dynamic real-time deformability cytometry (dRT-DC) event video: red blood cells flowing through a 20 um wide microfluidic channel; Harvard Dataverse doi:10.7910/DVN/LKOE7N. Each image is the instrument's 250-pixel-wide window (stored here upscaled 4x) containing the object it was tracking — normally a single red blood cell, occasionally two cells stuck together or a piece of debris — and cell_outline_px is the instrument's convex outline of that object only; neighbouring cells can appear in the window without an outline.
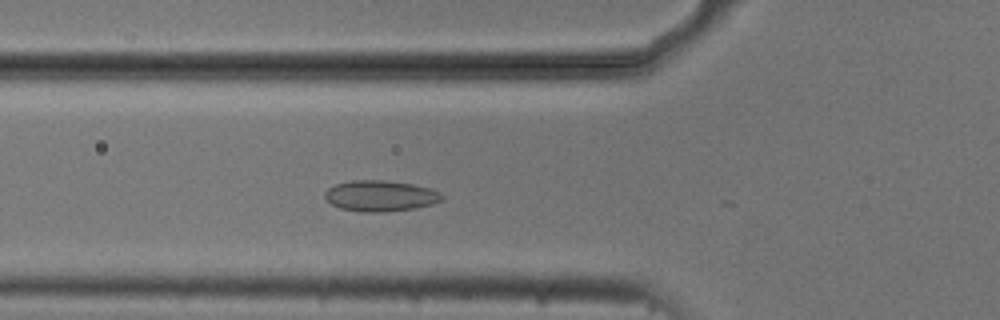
{"species": "common noctule bat (a hibernating species)", "species_latin": "Nyctalus noctula", "temperature_condition": "cold", "stored_images_in_passage": 25, "camera_frame_rate_fps": 3000, "um_per_image_px": 0.085, "animal": {"sex": "male", "body_mass_g": 20.5, "forearm_length_mm": 52.5}, "frame": {"image": 1, "passage_image": 16, "time_ms": 5.0, "image_size_px": [1000, 320], "cell_outline_px": [[444, 200], [432, 204], [416, 208], [384, 212], [360, 212], [340, 208], [332, 204], [324, 196], [324, 192], [328, 188], [336, 184], [352, 180], [384, 180], [412, 184], [428, 188], [440, 192], [444, 196]], "centroid_in_image_um": [32.34, 16.65], "position_along_channel_um": 93.5, "area_um2": 21.15}}
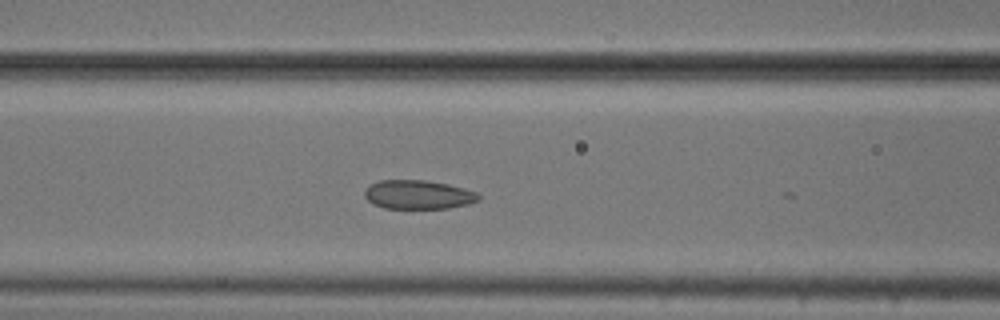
{"frame": {"image": 2, "passage_image": 19, "time_ms": 6.0, "image_size_px": [1000, 320], "cell_outline_px": [[480, 200], [468, 204], [448, 208], [384, 208], [372, 204], [364, 196], [364, 188], [380, 180], [424, 180], [448, 184], [464, 188], [476, 192], [480, 196]], "centroid_in_image_um": [35.53, 16.54], "position_along_channel_um": 131.1, "area_um2": 19.25}}
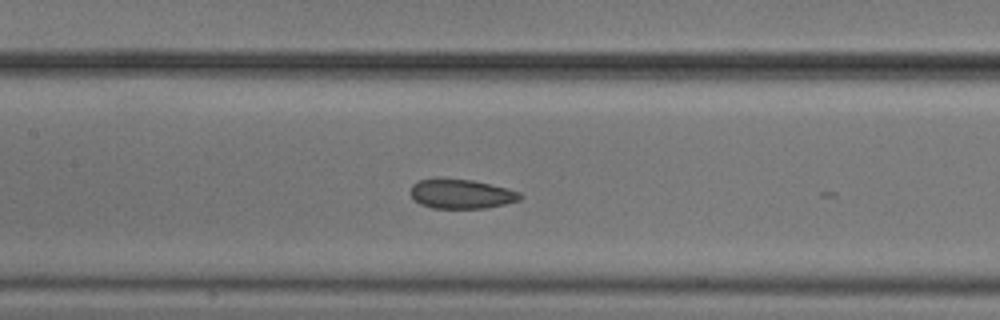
{"frame": {"image": 3, "passage_image": 22, "time_ms": 7.0, "image_size_px": [1000, 320], "cell_outline_px": [[524, 196], [520, 200], [504, 204], [484, 208], [432, 208], [420, 204], [408, 192], [412, 184], [420, 180], [472, 180], [508, 188], [520, 192]], "centroid_in_image_um": [39.24, 16.5], "position_along_channel_um": 168.2, "area_um2": 18.5}}